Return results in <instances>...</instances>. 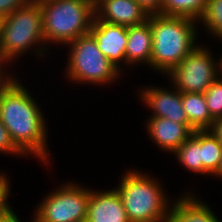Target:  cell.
<instances>
[{
  "label": "cell",
  "mask_w": 222,
  "mask_h": 222,
  "mask_svg": "<svg viewBox=\"0 0 222 222\" xmlns=\"http://www.w3.org/2000/svg\"><path fill=\"white\" fill-rule=\"evenodd\" d=\"M17 79L0 91V120L8 129L15 145L27 157L34 155L48 169L51 166L48 150L50 138L46 119L40 109L42 106L38 105L37 99Z\"/></svg>",
  "instance_id": "6da1fadb"
},
{
  "label": "cell",
  "mask_w": 222,
  "mask_h": 222,
  "mask_svg": "<svg viewBox=\"0 0 222 222\" xmlns=\"http://www.w3.org/2000/svg\"><path fill=\"white\" fill-rule=\"evenodd\" d=\"M152 30L151 68L167 75L196 46L198 21L187 17L150 14Z\"/></svg>",
  "instance_id": "7a4b0ae2"
},
{
  "label": "cell",
  "mask_w": 222,
  "mask_h": 222,
  "mask_svg": "<svg viewBox=\"0 0 222 222\" xmlns=\"http://www.w3.org/2000/svg\"><path fill=\"white\" fill-rule=\"evenodd\" d=\"M116 188L129 222H167L174 201L157 177L126 170Z\"/></svg>",
  "instance_id": "3957f363"
},
{
  "label": "cell",
  "mask_w": 222,
  "mask_h": 222,
  "mask_svg": "<svg viewBox=\"0 0 222 222\" xmlns=\"http://www.w3.org/2000/svg\"><path fill=\"white\" fill-rule=\"evenodd\" d=\"M33 49L35 56L40 58L49 55L44 41L40 4L27 1L21 8L4 17L0 53L10 63H14Z\"/></svg>",
  "instance_id": "277c9868"
},
{
  "label": "cell",
  "mask_w": 222,
  "mask_h": 222,
  "mask_svg": "<svg viewBox=\"0 0 222 222\" xmlns=\"http://www.w3.org/2000/svg\"><path fill=\"white\" fill-rule=\"evenodd\" d=\"M44 41L49 44L67 45L89 33L96 16L95 9L85 0H52L40 5Z\"/></svg>",
  "instance_id": "5b68a950"
},
{
  "label": "cell",
  "mask_w": 222,
  "mask_h": 222,
  "mask_svg": "<svg viewBox=\"0 0 222 222\" xmlns=\"http://www.w3.org/2000/svg\"><path fill=\"white\" fill-rule=\"evenodd\" d=\"M66 46L69 49L65 68L68 82L104 86L121 79L122 72L100 51L90 33L78 37Z\"/></svg>",
  "instance_id": "8992f818"
},
{
  "label": "cell",
  "mask_w": 222,
  "mask_h": 222,
  "mask_svg": "<svg viewBox=\"0 0 222 222\" xmlns=\"http://www.w3.org/2000/svg\"><path fill=\"white\" fill-rule=\"evenodd\" d=\"M209 47L199 42V45L166 75L169 83L181 93H204L222 74V56L215 58Z\"/></svg>",
  "instance_id": "52a82bcc"
},
{
  "label": "cell",
  "mask_w": 222,
  "mask_h": 222,
  "mask_svg": "<svg viewBox=\"0 0 222 222\" xmlns=\"http://www.w3.org/2000/svg\"><path fill=\"white\" fill-rule=\"evenodd\" d=\"M90 188L73 181L49 192L34 214L42 222H86Z\"/></svg>",
  "instance_id": "ba28073f"
},
{
  "label": "cell",
  "mask_w": 222,
  "mask_h": 222,
  "mask_svg": "<svg viewBox=\"0 0 222 222\" xmlns=\"http://www.w3.org/2000/svg\"><path fill=\"white\" fill-rule=\"evenodd\" d=\"M170 86L173 89L156 85L141 87L142 89L138 91L139 100L141 99L142 103L151 109L152 112L148 115L150 117H162L176 123L189 124L182 103V93L172 84Z\"/></svg>",
  "instance_id": "9c48e42d"
},
{
  "label": "cell",
  "mask_w": 222,
  "mask_h": 222,
  "mask_svg": "<svg viewBox=\"0 0 222 222\" xmlns=\"http://www.w3.org/2000/svg\"><path fill=\"white\" fill-rule=\"evenodd\" d=\"M89 33L96 40L100 51L116 66L123 74L126 66L125 50L127 46V27L114 25L100 21L96 16L90 27ZM124 64L121 67V64ZM124 68V69H122Z\"/></svg>",
  "instance_id": "30bf717a"
},
{
  "label": "cell",
  "mask_w": 222,
  "mask_h": 222,
  "mask_svg": "<svg viewBox=\"0 0 222 222\" xmlns=\"http://www.w3.org/2000/svg\"><path fill=\"white\" fill-rule=\"evenodd\" d=\"M146 131L159 150L173 153L195 131L190 124L176 123L162 117L147 116Z\"/></svg>",
  "instance_id": "8fae6325"
},
{
  "label": "cell",
  "mask_w": 222,
  "mask_h": 222,
  "mask_svg": "<svg viewBox=\"0 0 222 222\" xmlns=\"http://www.w3.org/2000/svg\"><path fill=\"white\" fill-rule=\"evenodd\" d=\"M86 222H129L116 188L90 189Z\"/></svg>",
  "instance_id": "7c38bea8"
},
{
  "label": "cell",
  "mask_w": 222,
  "mask_h": 222,
  "mask_svg": "<svg viewBox=\"0 0 222 222\" xmlns=\"http://www.w3.org/2000/svg\"><path fill=\"white\" fill-rule=\"evenodd\" d=\"M95 13L100 21L126 27L145 23L150 15L136 0H105Z\"/></svg>",
  "instance_id": "4fadbf2b"
},
{
  "label": "cell",
  "mask_w": 222,
  "mask_h": 222,
  "mask_svg": "<svg viewBox=\"0 0 222 222\" xmlns=\"http://www.w3.org/2000/svg\"><path fill=\"white\" fill-rule=\"evenodd\" d=\"M174 199L167 222H221L215 211L193 192Z\"/></svg>",
  "instance_id": "5bb4252c"
},
{
  "label": "cell",
  "mask_w": 222,
  "mask_h": 222,
  "mask_svg": "<svg viewBox=\"0 0 222 222\" xmlns=\"http://www.w3.org/2000/svg\"><path fill=\"white\" fill-rule=\"evenodd\" d=\"M152 30L150 22L127 27L126 65L133 67L141 64L151 67ZM139 63V64H138Z\"/></svg>",
  "instance_id": "9a60e30c"
},
{
  "label": "cell",
  "mask_w": 222,
  "mask_h": 222,
  "mask_svg": "<svg viewBox=\"0 0 222 222\" xmlns=\"http://www.w3.org/2000/svg\"><path fill=\"white\" fill-rule=\"evenodd\" d=\"M182 103L190 126L195 131L210 130L215 121L207 107L203 93H182Z\"/></svg>",
  "instance_id": "2e32d148"
},
{
  "label": "cell",
  "mask_w": 222,
  "mask_h": 222,
  "mask_svg": "<svg viewBox=\"0 0 222 222\" xmlns=\"http://www.w3.org/2000/svg\"><path fill=\"white\" fill-rule=\"evenodd\" d=\"M177 159L180 166L193 174L211 175L202 163L201 155V131H194L193 134L177 148L172 155Z\"/></svg>",
  "instance_id": "e0dca14e"
},
{
  "label": "cell",
  "mask_w": 222,
  "mask_h": 222,
  "mask_svg": "<svg viewBox=\"0 0 222 222\" xmlns=\"http://www.w3.org/2000/svg\"><path fill=\"white\" fill-rule=\"evenodd\" d=\"M208 0H163L157 14L164 16L187 17L199 21Z\"/></svg>",
  "instance_id": "ac0fdd59"
},
{
  "label": "cell",
  "mask_w": 222,
  "mask_h": 222,
  "mask_svg": "<svg viewBox=\"0 0 222 222\" xmlns=\"http://www.w3.org/2000/svg\"><path fill=\"white\" fill-rule=\"evenodd\" d=\"M222 144L210 130L201 131V155L203 167L213 175L219 167Z\"/></svg>",
  "instance_id": "d6986e66"
},
{
  "label": "cell",
  "mask_w": 222,
  "mask_h": 222,
  "mask_svg": "<svg viewBox=\"0 0 222 222\" xmlns=\"http://www.w3.org/2000/svg\"><path fill=\"white\" fill-rule=\"evenodd\" d=\"M210 37L222 41V0H208L206 9L198 21Z\"/></svg>",
  "instance_id": "ffe728a7"
},
{
  "label": "cell",
  "mask_w": 222,
  "mask_h": 222,
  "mask_svg": "<svg viewBox=\"0 0 222 222\" xmlns=\"http://www.w3.org/2000/svg\"><path fill=\"white\" fill-rule=\"evenodd\" d=\"M206 99L208 111L216 120L222 117V74L203 93Z\"/></svg>",
  "instance_id": "44dd1931"
},
{
  "label": "cell",
  "mask_w": 222,
  "mask_h": 222,
  "mask_svg": "<svg viewBox=\"0 0 222 222\" xmlns=\"http://www.w3.org/2000/svg\"><path fill=\"white\" fill-rule=\"evenodd\" d=\"M0 153L7 154L9 156L16 155V158L19 156L27 157L13 142L11 139L8 129L5 127L3 122L0 120Z\"/></svg>",
  "instance_id": "7402d4cb"
},
{
  "label": "cell",
  "mask_w": 222,
  "mask_h": 222,
  "mask_svg": "<svg viewBox=\"0 0 222 222\" xmlns=\"http://www.w3.org/2000/svg\"><path fill=\"white\" fill-rule=\"evenodd\" d=\"M7 176V173H4L3 171L0 172V218L14 209L8 202L11 193V182L9 176Z\"/></svg>",
  "instance_id": "603a6c76"
},
{
  "label": "cell",
  "mask_w": 222,
  "mask_h": 222,
  "mask_svg": "<svg viewBox=\"0 0 222 222\" xmlns=\"http://www.w3.org/2000/svg\"><path fill=\"white\" fill-rule=\"evenodd\" d=\"M10 64L11 63L0 53V91L7 88L17 78L15 75H13V73H11L12 70H9L8 73L7 69H9L8 65Z\"/></svg>",
  "instance_id": "cb8c5ba5"
},
{
  "label": "cell",
  "mask_w": 222,
  "mask_h": 222,
  "mask_svg": "<svg viewBox=\"0 0 222 222\" xmlns=\"http://www.w3.org/2000/svg\"><path fill=\"white\" fill-rule=\"evenodd\" d=\"M28 0H0V15L6 17L18 8H21Z\"/></svg>",
  "instance_id": "d4e9b609"
},
{
  "label": "cell",
  "mask_w": 222,
  "mask_h": 222,
  "mask_svg": "<svg viewBox=\"0 0 222 222\" xmlns=\"http://www.w3.org/2000/svg\"><path fill=\"white\" fill-rule=\"evenodd\" d=\"M141 4L150 14H157L162 6L163 0H136Z\"/></svg>",
  "instance_id": "484cf974"
},
{
  "label": "cell",
  "mask_w": 222,
  "mask_h": 222,
  "mask_svg": "<svg viewBox=\"0 0 222 222\" xmlns=\"http://www.w3.org/2000/svg\"><path fill=\"white\" fill-rule=\"evenodd\" d=\"M210 131L218 139V141L222 144V117L216 119L213 122V125H212Z\"/></svg>",
  "instance_id": "4316f807"
},
{
  "label": "cell",
  "mask_w": 222,
  "mask_h": 222,
  "mask_svg": "<svg viewBox=\"0 0 222 222\" xmlns=\"http://www.w3.org/2000/svg\"><path fill=\"white\" fill-rule=\"evenodd\" d=\"M0 222H21V220L12 209L7 215L0 218Z\"/></svg>",
  "instance_id": "83f0119b"
},
{
  "label": "cell",
  "mask_w": 222,
  "mask_h": 222,
  "mask_svg": "<svg viewBox=\"0 0 222 222\" xmlns=\"http://www.w3.org/2000/svg\"><path fill=\"white\" fill-rule=\"evenodd\" d=\"M220 157L221 158H220V163H219L218 170L212 176L222 179V151H221V156Z\"/></svg>",
  "instance_id": "f1b7e54d"
},
{
  "label": "cell",
  "mask_w": 222,
  "mask_h": 222,
  "mask_svg": "<svg viewBox=\"0 0 222 222\" xmlns=\"http://www.w3.org/2000/svg\"><path fill=\"white\" fill-rule=\"evenodd\" d=\"M87 3H89L94 9H96L101 3H103L105 0H85Z\"/></svg>",
  "instance_id": "f546056e"
},
{
  "label": "cell",
  "mask_w": 222,
  "mask_h": 222,
  "mask_svg": "<svg viewBox=\"0 0 222 222\" xmlns=\"http://www.w3.org/2000/svg\"><path fill=\"white\" fill-rule=\"evenodd\" d=\"M28 1H31V2H34V3H37V4L41 5L45 2L52 1V0H28Z\"/></svg>",
  "instance_id": "4dcf8cb0"
},
{
  "label": "cell",
  "mask_w": 222,
  "mask_h": 222,
  "mask_svg": "<svg viewBox=\"0 0 222 222\" xmlns=\"http://www.w3.org/2000/svg\"><path fill=\"white\" fill-rule=\"evenodd\" d=\"M4 17L0 15V40L2 36V25H3Z\"/></svg>",
  "instance_id": "1f68e13d"
},
{
  "label": "cell",
  "mask_w": 222,
  "mask_h": 222,
  "mask_svg": "<svg viewBox=\"0 0 222 222\" xmlns=\"http://www.w3.org/2000/svg\"><path fill=\"white\" fill-rule=\"evenodd\" d=\"M32 216H33V218H32L31 222H42L35 214Z\"/></svg>",
  "instance_id": "d6a6232c"
}]
</instances>
